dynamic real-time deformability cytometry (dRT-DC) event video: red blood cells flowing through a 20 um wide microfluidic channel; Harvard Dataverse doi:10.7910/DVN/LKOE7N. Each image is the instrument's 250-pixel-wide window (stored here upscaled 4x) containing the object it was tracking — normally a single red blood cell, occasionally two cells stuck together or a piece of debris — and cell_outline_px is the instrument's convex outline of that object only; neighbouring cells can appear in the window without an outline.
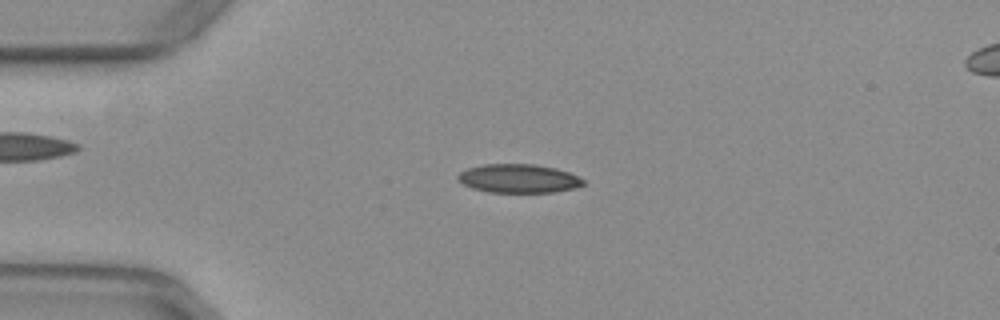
{"species": "common noctule bat (a hibernating species)", "species_latin": "Nyctalus noctula", "temperature_condition": "warm", "stored_images_in_passage": 49, "camera_frame_rate_fps": 3000, "um_per_image_px": 0.085, "animal": {"sex": "female", "body_mass_g": 29.2, "forearm_length_mm": 56.3}, "frame": {"image": 1, "passage_image": 14, "time_ms": 4.333, "image_size_px": [1000, 320], "cell_outline_px": [[584, 184], [576, 188], [556, 192], [488, 192], [472, 188], [464, 184], [456, 176], [460, 172], [468, 168], [484, 164], [536, 164], [556, 168], [568, 172], [584, 180]], "centroid_in_image_um": [44.09, 15.17], "position_along_channel_um": 40.9, "area_um2": 20.92}}
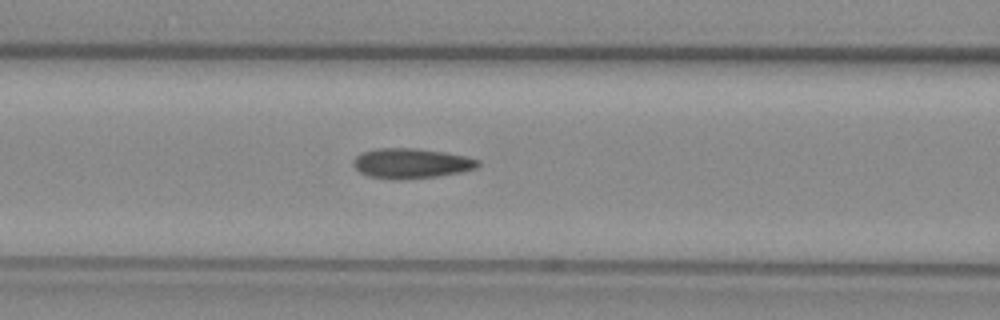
{"frame": {"image": 2, "passage_image": 23, "time_ms": 7.333, "image_size_px": [1000, 320], "cell_outline_px": [[480, 164], [476, 168], [460, 172], [436, 176], [400, 180], [392, 180], [368, 176], [360, 172], [352, 164], [352, 160], [360, 152], [376, 148], [416, 148], [444, 152], [464, 156], [480, 160]], "centroid_in_image_um": [34.9, 13.88], "position_along_channel_um": 131.7, "area_um2": 21.96}}
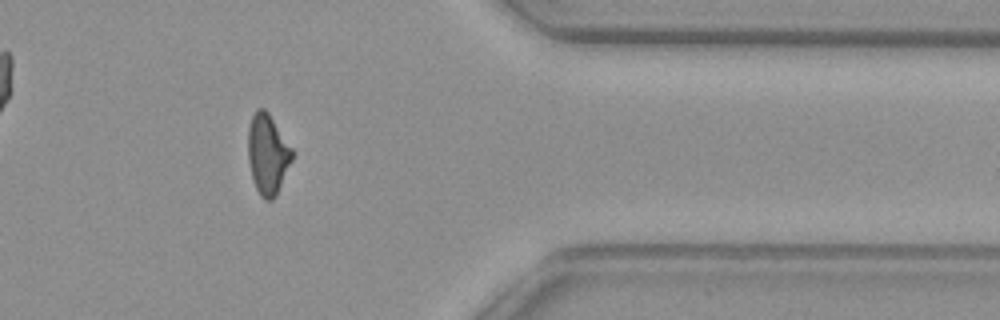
{"frame": {"image": 3, "passage_image": 44, "time_ms": 14.333, "image_size_px": [1000, 320], "cell_outline_px": [[292, 160], [276, 196], [272, 200], [264, 200], [260, 196], [252, 180], [248, 160], [248, 128], [252, 116], [256, 108], [264, 108], [268, 112], [292, 148]], "centroid_in_image_um": [22.73, 13.11], "position_along_channel_um": 388.7, "area_um2": 20.63}, "authors_computed_cell_mechanics": {"area_um2": 21.097, "velocity_mm_per_s": 3.9536, "shape_relaxation_time_tau1_ms": null, "shape_relaxation_time_tau2_ms": 1.6638, "deformation_change_tau1": null, "deformation_change_tau2": 0.0834}}